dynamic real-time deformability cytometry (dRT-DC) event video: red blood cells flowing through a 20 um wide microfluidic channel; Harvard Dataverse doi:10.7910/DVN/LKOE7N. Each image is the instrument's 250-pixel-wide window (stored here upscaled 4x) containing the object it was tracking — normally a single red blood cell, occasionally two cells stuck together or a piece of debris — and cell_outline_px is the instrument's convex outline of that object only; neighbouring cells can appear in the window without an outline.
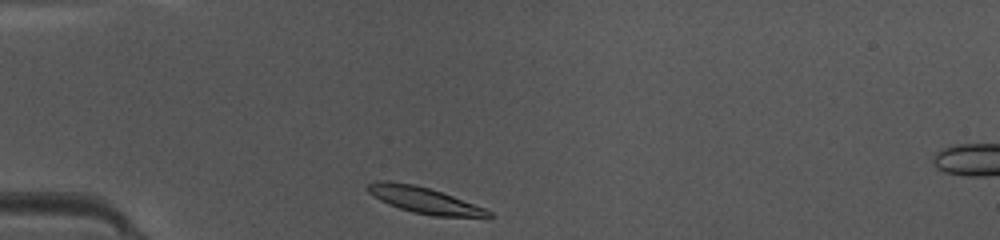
{"species": "common noctule bat (a hibernating species)", "species_latin": "Nyctalus noctula", "temperature_condition": "warm", "stored_images_in_passage": 36, "camera_frame_rate_fps": 3000, "um_per_image_px": 0.085, "animal": {"sex": "female", "body_mass_g": 10.0, "forearm_length_mm": 53.1}, "frame": {"image": 1, "passage_image": 1, "time_ms": 0.0, "image_size_px": [1000, 240], "cell_outline_px": [[492, 216], [488, 220], [432, 216], [412, 212], [388, 204], [380, 200], [368, 192], [364, 188], [368, 184], [376, 180], [388, 180], [412, 184], [428, 188], [452, 196], [484, 208], [492, 212]], "centroid_in_image_um": [36.14, 17.06], "position_along_channel_um": 48.9, "area_um2": 18.96}}
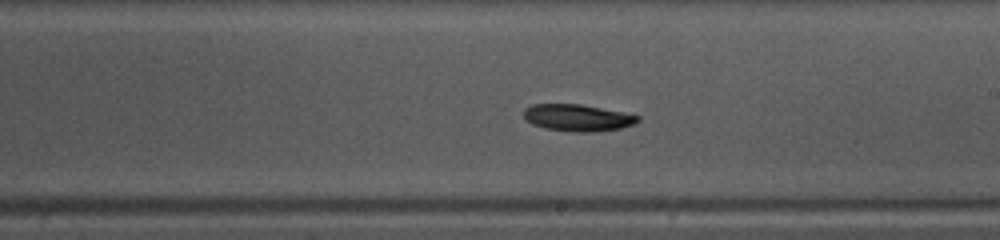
{"frame": {"image": 2, "passage_image": 16, "time_ms": 5.0, "image_size_px": [1000, 240], "cell_outline_px": [[640, 120], [636, 124], [620, 128], [592, 132], [568, 132], [544, 128], [532, 124], [524, 120], [524, 108], [532, 104], [580, 104], [624, 112], [640, 116]], "centroid_in_image_um": [49.08, 10.01], "position_along_channel_um": 239.9, "area_um2": 18.09}}
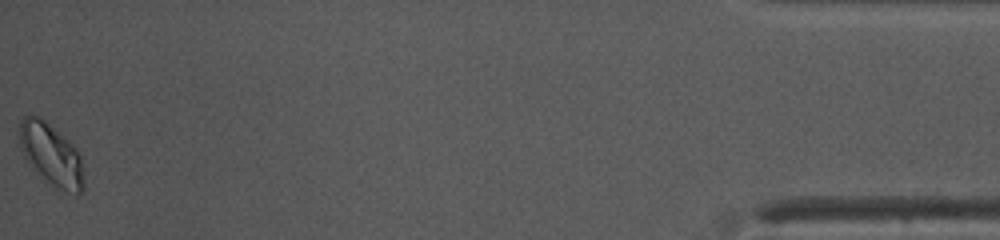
{"frame": {"image": 3, "passage_image": 36, "time_ms": 11.667, "image_size_px": [1000, 240], "cell_outline_px": [[84, 188], [76, 196], [52, 184], [24, 160], [20, 144], [20, 120], [24, 116], [40, 116], [68, 140], [76, 148], [80, 156], [84, 180]], "centroid_in_image_um": [4.36, 13.13], "position_along_channel_um": 430.8, "area_um2": 22.95}, "authors_computed_cell_mechanics": {"area_um2": 18.1492, "velocity_mm_per_s": 4.16, "shape_relaxation_time_tau1_ms": 3.4644, "shape_relaxation_time_tau2_ms": 9.485, "deformation_change_tau1": 0.0801, "deformation_change_tau2": 0.1079}}